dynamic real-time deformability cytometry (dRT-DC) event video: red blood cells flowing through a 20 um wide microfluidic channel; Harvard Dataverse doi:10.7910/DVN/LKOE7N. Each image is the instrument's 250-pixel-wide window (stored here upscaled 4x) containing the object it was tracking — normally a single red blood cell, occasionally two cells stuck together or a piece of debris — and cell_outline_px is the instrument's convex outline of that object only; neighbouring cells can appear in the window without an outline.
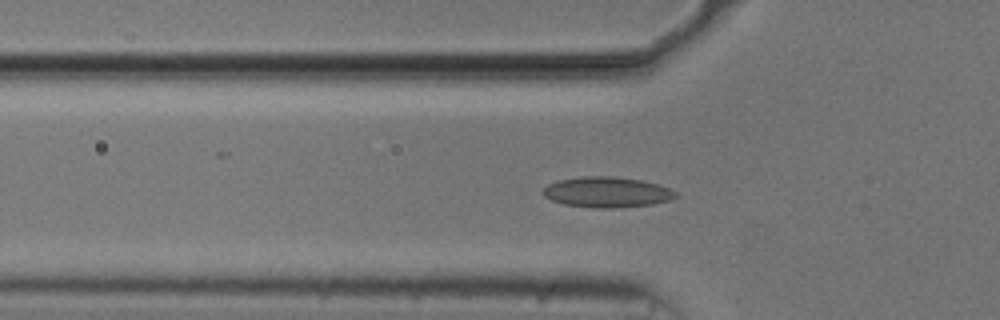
{"species": "common noctule bat (a hibernating species)", "species_latin": "Nyctalus noctula", "temperature_condition": "cold", "stored_images_in_passage": 54, "camera_frame_rate_fps": 3000, "um_per_image_px": 0.085, "animal": {"sex": "male", "body_mass_g": 20.5, "forearm_length_mm": 52.5}, "frame": {"image": 1, "passage_image": 17, "time_ms": 5.333, "image_size_px": [1000, 320], "cell_outline_px": [[676, 196], [672, 200], [652, 204], [620, 208], [596, 208], [564, 204], [552, 200], [544, 196], [540, 192], [548, 184], [560, 180], [584, 176], [612, 176], [640, 180], [656, 184], [668, 188], [676, 192]], "centroid_in_image_um": [51.58, 16.34], "position_along_channel_um": 74.2, "area_um2": 23.52}}
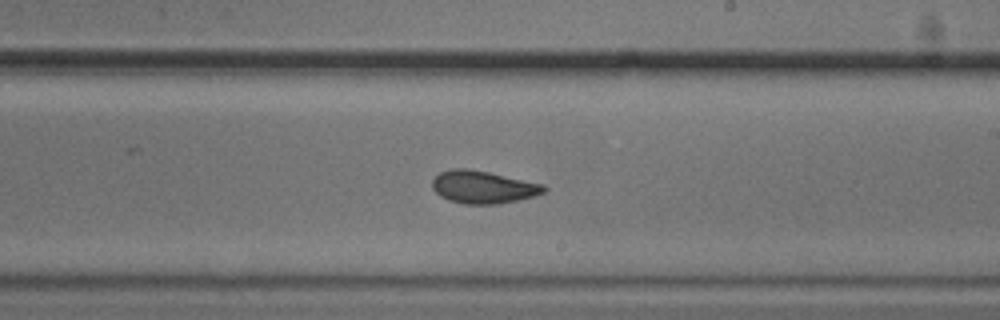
{"frame": {"image": 2, "passage_image": 31, "time_ms": 10.0, "image_size_px": [1000, 320], "cell_outline_px": [[548, 188], [544, 192], [536, 196], [500, 204], [464, 204], [448, 200], [440, 196], [432, 188], [432, 180], [440, 172], [452, 168], [468, 168], [488, 172], [544, 184]], "centroid_in_image_um": [41.07, 15.9], "position_along_channel_um": 247.9, "area_um2": 21.39}}
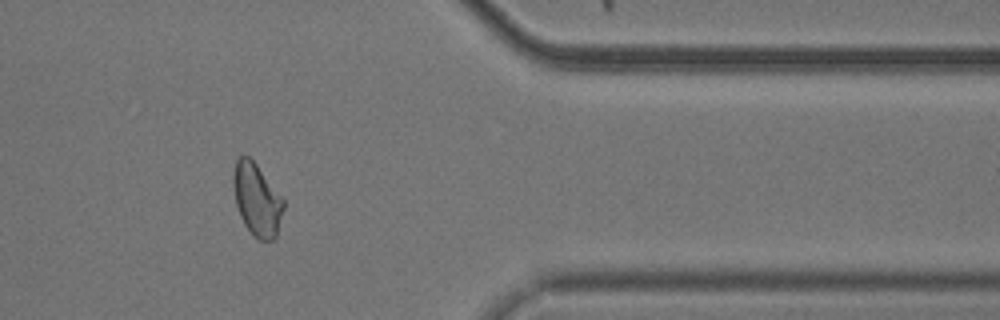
{"frame": {"image": 3, "passage_image": 44, "time_ms": 14.333, "image_size_px": [1000, 320], "cell_outline_px": [[284, 208], [276, 236], [272, 240], [260, 240], [252, 236], [244, 224], [240, 216], [236, 204], [232, 184], [232, 176], [236, 160], [240, 156], [248, 156], [256, 164], [284, 200]], "centroid_in_image_um": [21.81, 16.98], "position_along_channel_um": 389.6, "area_um2": 21.1}, "authors_computed_cell_mechanics": {"area_um2": 21.2415, "velocity_mm_per_s": 3.7023, "shape_relaxation_time_tau1_ms": 6.3047, "shape_relaxation_time_tau2_ms": 1.9289, "deformation_change_tau1": 0.1306, "deformation_change_tau2": 0.0741}}